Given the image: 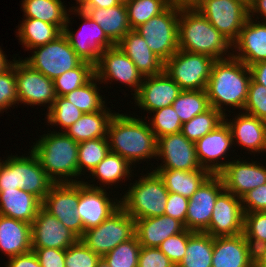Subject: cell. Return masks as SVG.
<instances>
[{
	"mask_svg": "<svg viewBox=\"0 0 266 267\" xmlns=\"http://www.w3.org/2000/svg\"><path fill=\"white\" fill-rule=\"evenodd\" d=\"M224 189L242 198L250 190L266 184V167L256 162L233 160L218 173Z\"/></svg>",
	"mask_w": 266,
	"mask_h": 267,
	"instance_id": "22",
	"label": "cell"
},
{
	"mask_svg": "<svg viewBox=\"0 0 266 267\" xmlns=\"http://www.w3.org/2000/svg\"><path fill=\"white\" fill-rule=\"evenodd\" d=\"M245 113L266 121V87L251 79L247 100L243 108Z\"/></svg>",
	"mask_w": 266,
	"mask_h": 267,
	"instance_id": "49",
	"label": "cell"
},
{
	"mask_svg": "<svg viewBox=\"0 0 266 267\" xmlns=\"http://www.w3.org/2000/svg\"><path fill=\"white\" fill-rule=\"evenodd\" d=\"M78 203L79 182L54 183L42 201V207L80 239L84 228L76 209Z\"/></svg>",
	"mask_w": 266,
	"mask_h": 267,
	"instance_id": "12",
	"label": "cell"
},
{
	"mask_svg": "<svg viewBox=\"0 0 266 267\" xmlns=\"http://www.w3.org/2000/svg\"><path fill=\"white\" fill-rule=\"evenodd\" d=\"M21 5L26 18L56 25L63 32L68 14L61 0H23Z\"/></svg>",
	"mask_w": 266,
	"mask_h": 267,
	"instance_id": "34",
	"label": "cell"
},
{
	"mask_svg": "<svg viewBox=\"0 0 266 267\" xmlns=\"http://www.w3.org/2000/svg\"><path fill=\"white\" fill-rule=\"evenodd\" d=\"M189 198L182 195L169 192L165 215L181 221L186 229V214L188 209Z\"/></svg>",
	"mask_w": 266,
	"mask_h": 267,
	"instance_id": "54",
	"label": "cell"
},
{
	"mask_svg": "<svg viewBox=\"0 0 266 267\" xmlns=\"http://www.w3.org/2000/svg\"><path fill=\"white\" fill-rule=\"evenodd\" d=\"M135 235V220L120 206L97 227L85 231L80 238L101 258Z\"/></svg>",
	"mask_w": 266,
	"mask_h": 267,
	"instance_id": "8",
	"label": "cell"
},
{
	"mask_svg": "<svg viewBox=\"0 0 266 267\" xmlns=\"http://www.w3.org/2000/svg\"><path fill=\"white\" fill-rule=\"evenodd\" d=\"M141 245L134 235L128 241L120 243L102 258L110 267H137Z\"/></svg>",
	"mask_w": 266,
	"mask_h": 267,
	"instance_id": "44",
	"label": "cell"
},
{
	"mask_svg": "<svg viewBox=\"0 0 266 267\" xmlns=\"http://www.w3.org/2000/svg\"><path fill=\"white\" fill-rule=\"evenodd\" d=\"M224 190L221 177L211 174L189 198L186 214V229L192 232H205L210 223L216 199Z\"/></svg>",
	"mask_w": 266,
	"mask_h": 267,
	"instance_id": "15",
	"label": "cell"
},
{
	"mask_svg": "<svg viewBox=\"0 0 266 267\" xmlns=\"http://www.w3.org/2000/svg\"><path fill=\"white\" fill-rule=\"evenodd\" d=\"M6 266L7 267H41L36 254L32 250L30 252L9 258V261L6 264Z\"/></svg>",
	"mask_w": 266,
	"mask_h": 267,
	"instance_id": "56",
	"label": "cell"
},
{
	"mask_svg": "<svg viewBox=\"0 0 266 267\" xmlns=\"http://www.w3.org/2000/svg\"><path fill=\"white\" fill-rule=\"evenodd\" d=\"M179 13L180 3L175 0L164 12L134 29L164 63L179 50Z\"/></svg>",
	"mask_w": 266,
	"mask_h": 267,
	"instance_id": "7",
	"label": "cell"
},
{
	"mask_svg": "<svg viewBox=\"0 0 266 267\" xmlns=\"http://www.w3.org/2000/svg\"><path fill=\"white\" fill-rule=\"evenodd\" d=\"M110 151L125 158L130 164L157 158V138L144 120L115 113L108 125Z\"/></svg>",
	"mask_w": 266,
	"mask_h": 267,
	"instance_id": "2",
	"label": "cell"
},
{
	"mask_svg": "<svg viewBox=\"0 0 266 267\" xmlns=\"http://www.w3.org/2000/svg\"><path fill=\"white\" fill-rule=\"evenodd\" d=\"M77 4H79V6H75L71 8V12L75 9V11L81 10L87 3L88 0H76ZM73 9V10H72Z\"/></svg>",
	"mask_w": 266,
	"mask_h": 267,
	"instance_id": "62",
	"label": "cell"
},
{
	"mask_svg": "<svg viewBox=\"0 0 266 267\" xmlns=\"http://www.w3.org/2000/svg\"><path fill=\"white\" fill-rule=\"evenodd\" d=\"M254 251L243 233L214 237L212 267H251Z\"/></svg>",
	"mask_w": 266,
	"mask_h": 267,
	"instance_id": "24",
	"label": "cell"
},
{
	"mask_svg": "<svg viewBox=\"0 0 266 267\" xmlns=\"http://www.w3.org/2000/svg\"><path fill=\"white\" fill-rule=\"evenodd\" d=\"M94 72L97 80L101 82L112 79L134 87L133 95L138 92L144 78L135 64L117 45L104 50L94 66Z\"/></svg>",
	"mask_w": 266,
	"mask_h": 267,
	"instance_id": "17",
	"label": "cell"
},
{
	"mask_svg": "<svg viewBox=\"0 0 266 267\" xmlns=\"http://www.w3.org/2000/svg\"><path fill=\"white\" fill-rule=\"evenodd\" d=\"M243 223L241 198L224 189L216 199L209 227L205 233L212 237L239 235L243 233Z\"/></svg>",
	"mask_w": 266,
	"mask_h": 267,
	"instance_id": "18",
	"label": "cell"
},
{
	"mask_svg": "<svg viewBox=\"0 0 266 267\" xmlns=\"http://www.w3.org/2000/svg\"><path fill=\"white\" fill-rule=\"evenodd\" d=\"M157 157H161L164 164L156 169L193 171L202 168L197 158L195 143L181 132L157 138Z\"/></svg>",
	"mask_w": 266,
	"mask_h": 267,
	"instance_id": "19",
	"label": "cell"
},
{
	"mask_svg": "<svg viewBox=\"0 0 266 267\" xmlns=\"http://www.w3.org/2000/svg\"><path fill=\"white\" fill-rule=\"evenodd\" d=\"M130 163L118 155L117 153L109 151L106 157L92 170L90 174L94 179H99L102 183L112 186V184L119 183L121 179L130 177ZM130 168V169H129Z\"/></svg>",
	"mask_w": 266,
	"mask_h": 267,
	"instance_id": "38",
	"label": "cell"
},
{
	"mask_svg": "<svg viewBox=\"0 0 266 267\" xmlns=\"http://www.w3.org/2000/svg\"><path fill=\"white\" fill-rule=\"evenodd\" d=\"M73 12H77L78 15L84 20V23L81 25V28H79L80 31H77V34L73 33V31L71 32L68 29V23H70L68 15L66 25L63 29V34L67 37L72 49L76 52V54L83 61L89 62L95 66L104 50L115 46V44L106 36L103 29L84 11L74 10ZM85 31H87V33ZM85 34L88 35L86 36Z\"/></svg>",
	"mask_w": 266,
	"mask_h": 267,
	"instance_id": "13",
	"label": "cell"
},
{
	"mask_svg": "<svg viewBox=\"0 0 266 267\" xmlns=\"http://www.w3.org/2000/svg\"><path fill=\"white\" fill-rule=\"evenodd\" d=\"M100 259L80 239L65 250V267H96Z\"/></svg>",
	"mask_w": 266,
	"mask_h": 267,
	"instance_id": "48",
	"label": "cell"
},
{
	"mask_svg": "<svg viewBox=\"0 0 266 267\" xmlns=\"http://www.w3.org/2000/svg\"><path fill=\"white\" fill-rule=\"evenodd\" d=\"M96 267H110V265L103 258H101Z\"/></svg>",
	"mask_w": 266,
	"mask_h": 267,
	"instance_id": "64",
	"label": "cell"
},
{
	"mask_svg": "<svg viewBox=\"0 0 266 267\" xmlns=\"http://www.w3.org/2000/svg\"><path fill=\"white\" fill-rule=\"evenodd\" d=\"M95 75L94 66L83 61L78 67L66 71L53 80L56 96H64L87 83Z\"/></svg>",
	"mask_w": 266,
	"mask_h": 267,
	"instance_id": "43",
	"label": "cell"
},
{
	"mask_svg": "<svg viewBox=\"0 0 266 267\" xmlns=\"http://www.w3.org/2000/svg\"><path fill=\"white\" fill-rule=\"evenodd\" d=\"M178 45L180 50L205 54L218 60L224 59V53L230 52L228 49L232 47V42L193 6L180 4Z\"/></svg>",
	"mask_w": 266,
	"mask_h": 267,
	"instance_id": "3",
	"label": "cell"
},
{
	"mask_svg": "<svg viewBox=\"0 0 266 267\" xmlns=\"http://www.w3.org/2000/svg\"><path fill=\"white\" fill-rule=\"evenodd\" d=\"M118 0H88V3L83 8H110L118 5Z\"/></svg>",
	"mask_w": 266,
	"mask_h": 267,
	"instance_id": "59",
	"label": "cell"
},
{
	"mask_svg": "<svg viewBox=\"0 0 266 267\" xmlns=\"http://www.w3.org/2000/svg\"><path fill=\"white\" fill-rule=\"evenodd\" d=\"M232 55L214 61L206 87L210 106L224 115L222 104L243 110L252 79L250 68Z\"/></svg>",
	"mask_w": 266,
	"mask_h": 267,
	"instance_id": "1",
	"label": "cell"
},
{
	"mask_svg": "<svg viewBox=\"0 0 266 267\" xmlns=\"http://www.w3.org/2000/svg\"><path fill=\"white\" fill-rule=\"evenodd\" d=\"M33 49L34 54L24 61L52 80L83 62L63 33L55 40Z\"/></svg>",
	"mask_w": 266,
	"mask_h": 267,
	"instance_id": "11",
	"label": "cell"
},
{
	"mask_svg": "<svg viewBox=\"0 0 266 267\" xmlns=\"http://www.w3.org/2000/svg\"><path fill=\"white\" fill-rule=\"evenodd\" d=\"M251 267H262V266H259V265L254 261Z\"/></svg>",
	"mask_w": 266,
	"mask_h": 267,
	"instance_id": "65",
	"label": "cell"
},
{
	"mask_svg": "<svg viewBox=\"0 0 266 267\" xmlns=\"http://www.w3.org/2000/svg\"><path fill=\"white\" fill-rule=\"evenodd\" d=\"M109 140L107 137L87 140L78 145V176L82 170H92L106 157L109 153Z\"/></svg>",
	"mask_w": 266,
	"mask_h": 267,
	"instance_id": "42",
	"label": "cell"
},
{
	"mask_svg": "<svg viewBox=\"0 0 266 267\" xmlns=\"http://www.w3.org/2000/svg\"><path fill=\"white\" fill-rule=\"evenodd\" d=\"M116 45L130 58L144 77L158 75L164 71V62L149 49L146 41L134 29Z\"/></svg>",
	"mask_w": 266,
	"mask_h": 267,
	"instance_id": "27",
	"label": "cell"
},
{
	"mask_svg": "<svg viewBox=\"0 0 266 267\" xmlns=\"http://www.w3.org/2000/svg\"><path fill=\"white\" fill-rule=\"evenodd\" d=\"M172 107L183 124L211 106L206 90H182L174 100Z\"/></svg>",
	"mask_w": 266,
	"mask_h": 267,
	"instance_id": "37",
	"label": "cell"
},
{
	"mask_svg": "<svg viewBox=\"0 0 266 267\" xmlns=\"http://www.w3.org/2000/svg\"><path fill=\"white\" fill-rule=\"evenodd\" d=\"M101 187L79 182V203L76 209L84 232L100 225L121 206L119 200H110L106 190Z\"/></svg>",
	"mask_w": 266,
	"mask_h": 267,
	"instance_id": "16",
	"label": "cell"
},
{
	"mask_svg": "<svg viewBox=\"0 0 266 267\" xmlns=\"http://www.w3.org/2000/svg\"><path fill=\"white\" fill-rule=\"evenodd\" d=\"M248 7H249V18H252L253 14L255 15V13H258L261 14V17H264L262 21L266 22V0H251L248 3Z\"/></svg>",
	"mask_w": 266,
	"mask_h": 267,
	"instance_id": "58",
	"label": "cell"
},
{
	"mask_svg": "<svg viewBox=\"0 0 266 267\" xmlns=\"http://www.w3.org/2000/svg\"><path fill=\"white\" fill-rule=\"evenodd\" d=\"M244 213L266 212V184L250 190L241 198Z\"/></svg>",
	"mask_w": 266,
	"mask_h": 267,
	"instance_id": "53",
	"label": "cell"
},
{
	"mask_svg": "<svg viewBox=\"0 0 266 267\" xmlns=\"http://www.w3.org/2000/svg\"><path fill=\"white\" fill-rule=\"evenodd\" d=\"M147 174L120 199L121 207L134 220L165 214L169 192L155 171Z\"/></svg>",
	"mask_w": 266,
	"mask_h": 267,
	"instance_id": "6",
	"label": "cell"
},
{
	"mask_svg": "<svg viewBox=\"0 0 266 267\" xmlns=\"http://www.w3.org/2000/svg\"><path fill=\"white\" fill-rule=\"evenodd\" d=\"M33 147L32 153L54 183H78L72 180L78 176V145L63 132L42 135ZM71 176V177H70ZM63 177V178H62ZM68 177H70L68 179Z\"/></svg>",
	"mask_w": 266,
	"mask_h": 267,
	"instance_id": "4",
	"label": "cell"
},
{
	"mask_svg": "<svg viewBox=\"0 0 266 267\" xmlns=\"http://www.w3.org/2000/svg\"><path fill=\"white\" fill-rule=\"evenodd\" d=\"M32 248L66 250L79 238L52 214L41 207L31 224Z\"/></svg>",
	"mask_w": 266,
	"mask_h": 267,
	"instance_id": "21",
	"label": "cell"
},
{
	"mask_svg": "<svg viewBox=\"0 0 266 267\" xmlns=\"http://www.w3.org/2000/svg\"><path fill=\"white\" fill-rule=\"evenodd\" d=\"M232 46L238 51L232 56L248 67L266 61V22H254L248 18Z\"/></svg>",
	"mask_w": 266,
	"mask_h": 267,
	"instance_id": "25",
	"label": "cell"
},
{
	"mask_svg": "<svg viewBox=\"0 0 266 267\" xmlns=\"http://www.w3.org/2000/svg\"><path fill=\"white\" fill-rule=\"evenodd\" d=\"M5 56L6 55L3 54L0 48V73L5 72L7 69H9L13 65L12 61L9 62Z\"/></svg>",
	"mask_w": 266,
	"mask_h": 267,
	"instance_id": "61",
	"label": "cell"
},
{
	"mask_svg": "<svg viewBox=\"0 0 266 267\" xmlns=\"http://www.w3.org/2000/svg\"><path fill=\"white\" fill-rule=\"evenodd\" d=\"M225 115L213 107L196 115L182 124L181 133L190 141L196 142L214 130L224 121Z\"/></svg>",
	"mask_w": 266,
	"mask_h": 267,
	"instance_id": "39",
	"label": "cell"
},
{
	"mask_svg": "<svg viewBox=\"0 0 266 267\" xmlns=\"http://www.w3.org/2000/svg\"><path fill=\"white\" fill-rule=\"evenodd\" d=\"M82 112L79 108H77L73 103H71L64 96H57L52 107L48 109V113L46 115L47 122L50 125H60L63 129L69 128L72 124H74L82 115Z\"/></svg>",
	"mask_w": 266,
	"mask_h": 267,
	"instance_id": "45",
	"label": "cell"
},
{
	"mask_svg": "<svg viewBox=\"0 0 266 267\" xmlns=\"http://www.w3.org/2000/svg\"><path fill=\"white\" fill-rule=\"evenodd\" d=\"M137 267H176L158 248L141 247Z\"/></svg>",
	"mask_w": 266,
	"mask_h": 267,
	"instance_id": "52",
	"label": "cell"
},
{
	"mask_svg": "<svg viewBox=\"0 0 266 267\" xmlns=\"http://www.w3.org/2000/svg\"><path fill=\"white\" fill-rule=\"evenodd\" d=\"M193 7L232 43L249 18L245 0H199Z\"/></svg>",
	"mask_w": 266,
	"mask_h": 267,
	"instance_id": "10",
	"label": "cell"
},
{
	"mask_svg": "<svg viewBox=\"0 0 266 267\" xmlns=\"http://www.w3.org/2000/svg\"><path fill=\"white\" fill-rule=\"evenodd\" d=\"M175 0H129L125 3L131 29L164 12Z\"/></svg>",
	"mask_w": 266,
	"mask_h": 267,
	"instance_id": "40",
	"label": "cell"
},
{
	"mask_svg": "<svg viewBox=\"0 0 266 267\" xmlns=\"http://www.w3.org/2000/svg\"><path fill=\"white\" fill-rule=\"evenodd\" d=\"M42 201L24 189L0 190V215L32 224Z\"/></svg>",
	"mask_w": 266,
	"mask_h": 267,
	"instance_id": "30",
	"label": "cell"
},
{
	"mask_svg": "<svg viewBox=\"0 0 266 267\" xmlns=\"http://www.w3.org/2000/svg\"><path fill=\"white\" fill-rule=\"evenodd\" d=\"M30 153L27 157L11 156L0 162V190L24 189L43 201L54 182Z\"/></svg>",
	"mask_w": 266,
	"mask_h": 267,
	"instance_id": "5",
	"label": "cell"
},
{
	"mask_svg": "<svg viewBox=\"0 0 266 267\" xmlns=\"http://www.w3.org/2000/svg\"><path fill=\"white\" fill-rule=\"evenodd\" d=\"M153 171L163 180L168 192L176 193L187 198H190L211 175L205 168L193 171L177 169H155Z\"/></svg>",
	"mask_w": 266,
	"mask_h": 267,
	"instance_id": "32",
	"label": "cell"
},
{
	"mask_svg": "<svg viewBox=\"0 0 266 267\" xmlns=\"http://www.w3.org/2000/svg\"><path fill=\"white\" fill-rule=\"evenodd\" d=\"M237 118V119H236ZM227 123L233 143L234 140L244 148L252 152L266 151V121L247 113H240L232 121Z\"/></svg>",
	"mask_w": 266,
	"mask_h": 267,
	"instance_id": "28",
	"label": "cell"
},
{
	"mask_svg": "<svg viewBox=\"0 0 266 267\" xmlns=\"http://www.w3.org/2000/svg\"><path fill=\"white\" fill-rule=\"evenodd\" d=\"M214 61L208 55L179 49L164 63V71L181 90H206Z\"/></svg>",
	"mask_w": 266,
	"mask_h": 267,
	"instance_id": "9",
	"label": "cell"
},
{
	"mask_svg": "<svg viewBox=\"0 0 266 267\" xmlns=\"http://www.w3.org/2000/svg\"><path fill=\"white\" fill-rule=\"evenodd\" d=\"M214 237L189 231L186 254L177 267H212Z\"/></svg>",
	"mask_w": 266,
	"mask_h": 267,
	"instance_id": "35",
	"label": "cell"
},
{
	"mask_svg": "<svg viewBox=\"0 0 266 267\" xmlns=\"http://www.w3.org/2000/svg\"><path fill=\"white\" fill-rule=\"evenodd\" d=\"M153 113L155 114L151 118L150 128L156 138L181 132L182 122L172 105L155 110Z\"/></svg>",
	"mask_w": 266,
	"mask_h": 267,
	"instance_id": "47",
	"label": "cell"
},
{
	"mask_svg": "<svg viewBox=\"0 0 266 267\" xmlns=\"http://www.w3.org/2000/svg\"><path fill=\"white\" fill-rule=\"evenodd\" d=\"M114 113L103 108L101 111L84 113L64 132L77 143L107 137L108 125Z\"/></svg>",
	"mask_w": 266,
	"mask_h": 267,
	"instance_id": "33",
	"label": "cell"
},
{
	"mask_svg": "<svg viewBox=\"0 0 266 267\" xmlns=\"http://www.w3.org/2000/svg\"><path fill=\"white\" fill-rule=\"evenodd\" d=\"M189 239V230L185 229L179 234L168 237L158 249L163 252L177 267L186 254V246Z\"/></svg>",
	"mask_w": 266,
	"mask_h": 267,
	"instance_id": "51",
	"label": "cell"
},
{
	"mask_svg": "<svg viewBox=\"0 0 266 267\" xmlns=\"http://www.w3.org/2000/svg\"><path fill=\"white\" fill-rule=\"evenodd\" d=\"M18 101L28 105L47 104L52 107L56 93L53 80L33 69L24 60H15Z\"/></svg>",
	"mask_w": 266,
	"mask_h": 267,
	"instance_id": "14",
	"label": "cell"
},
{
	"mask_svg": "<svg viewBox=\"0 0 266 267\" xmlns=\"http://www.w3.org/2000/svg\"><path fill=\"white\" fill-rule=\"evenodd\" d=\"M181 91L180 86L163 71L158 75L145 76L134 99L139 108L151 113L171 106Z\"/></svg>",
	"mask_w": 266,
	"mask_h": 267,
	"instance_id": "20",
	"label": "cell"
},
{
	"mask_svg": "<svg viewBox=\"0 0 266 267\" xmlns=\"http://www.w3.org/2000/svg\"><path fill=\"white\" fill-rule=\"evenodd\" d=\"M120 3H127L129 0H118Z\"/></svg>",
	"mask_w": 266,
	"mask_h": 267,
	"instance_id": "66",
	"label": "cell"
},
{
	"mask_svg": "<svg viewBox=\"0 0 266 267\" xmlns=\"http://www.w3.org/2000/svg\"><path fill=\"white\" fill-rule=\"evenodd\" d=\"M185 230L184 224L168 215L135 220V235L141 247L158 248L168 237Z\"/></svg>",
	"mask_w": 266,
	"mask_h": 267,
	"instance_id": "26",
	"label": "cell"
},
{
	"mask_svg": "<svg viewBox=\"0 0 266 267\" xmlns=\"http://www.w3.org/2000/svg\"><path fill=\"white\" fill-rule=\"evenodd\" d=\"M96 82L99 83V80L97 81V77L94 75L83 86L67 93L64 97L84 113L101 111L105 108V101L102 100V96L98 93L99 89Z\"/></svg>",
	"mask_w": 266,
	"mask_h": 267,
	"instance_id": "41",
	"label": "cell"
},
{
	"mask_svg": "<svg viewBox=\"0 0 266 267\" xmlns=\"http://www.w3.org/2000/svg\"><path fill=\"white\" fill-rule=\"evenodd\" d=\"M243 235L253 251L266 245V212L244 213Z\"/></svg>",
	"mask_w": 266,
	"mask_h": 267,
	"instance_id": "46",
	"label": "cell"
},
{
	"mask_svg": "<svg viewBox=\"0 0 266 267\" xmlns=\"http://www.w3.org/2000/svg\"><path fill=\"white\" fill-rule=\"evenodd\" d=\"M18 27V37L27 49H33L45 45L63 32L53 24H49L34 18H26Z\"/></svg>",
	"mask_w": 266,
	"mask_h": 267,
	"instance_id": "36",
	"label": "cell"
},
{
	"mask_svg": "<svg viewBox=\"0 0 266 267\" xmlns=\"http://www.w3.org/2000/svg\"><path fill=\"white\" fill-rule=\"evenodd\" d=\"M254 261L259 266L266 267V245H263L254 251Z\"/></svg>",
	"mask_w": 266,
	"mask_h": 267,
	"instance_id": "60",
	"label": "cell"
},
{
	"mask_svg": "<svg viewBox=\"0 0 266 267\" xmlns=\"http://www.w3.org/2000/svg\"><path fill=\"white\" fill-rule=\"evenodd\" d=\"M184 6H193L199 0H176Z\"/></svg>",
	"mask_w": 266,
	"mask_h": 267,
	"instance_id": "63",
	"label": "cell"
},
{
	"mask_svg": "<svg viewBox=\"0 0 266 267\" xmlns=\"http://www.w3.org/2000/svg\"><path fill=\"white\" fill-rule=\"evenodd\" d=\"M13 65L0 73V112L18 102L17 85L15 79V58Z\"/></svg>",
	"mask_w": 266,
	"mask_h": 267,
	"instance_id": "50",
	"label": "cell"
},
{
	"mask_svg": "<svg viewBox=\"0 0 266 267\" xmlns=\"http://www.w3.org/2000/svg\"><path fill=\"white\" fill-rule=\"evenodd\" d=\"M252 79L266 87V61H262L249 66Z\"/></svg>",
	"mask_w": 266,
	"mask_h": 267,
	"instance_id": "57",
	"label": "cell"
},
{
	"mask_svg": "<svg viewBox=\"0 0 266 267\" xmlns=\"http://www.w3.org/2000/svg\"><path fill=\"white\" fill-rule=\"evenodd\" d=\"M41 267H65V250L57 248H32Z\"/></svg>",
	"mask_w": 266,
	"mask_h": 267,
	"instance_id": "55",
	"label": "cell"
},
{
	"mask_svg": "<svg viewBox=\"0 0 266 267\" xmlns=\"http://www.w3.org/2000/svg\"><path fill=\"white\" fill-rule=\"evenodd\" d=\"M116 45L131 29L125 3L110 8H82Z\"/></svg>",
	"mask_w": 266,
	"mask_h": 267,
	"instance_id": "31",
	"label": "cell"
},
{
	"mask_svg": "<svg viewBox=\"0 0 266 267\" xmlns=\"http://www.w3.org/2000/svg\"><path fill=\"white\" fill-rule=\"evenodd\" d=\"M232 145L230 129L223 121L214 130L195 142L197 158L201 167L207 169L211 174H218L228 164V161L226 163L217 161L221 157L225 158Z\"/></svg>",
	"mask_w": 266,
	"mask_h": 267,
	"instance_id": "23",
	"label": "cell"
},
{
	"mask_svg": "<svg viewBox=\"0 0 266 267\" xmlns=\"http://www.w3.org/2000/svg\"><path fill=\"white\" fill-rule=\"evenodd\" d=\"M0 249L9 258L30 252L31 224L0 215Z\"/></svg>",
	"mask_w": 266,
	"mask_h": 267,
	"instance_id": "29",
	"label": "cell"
}]
</instances>
